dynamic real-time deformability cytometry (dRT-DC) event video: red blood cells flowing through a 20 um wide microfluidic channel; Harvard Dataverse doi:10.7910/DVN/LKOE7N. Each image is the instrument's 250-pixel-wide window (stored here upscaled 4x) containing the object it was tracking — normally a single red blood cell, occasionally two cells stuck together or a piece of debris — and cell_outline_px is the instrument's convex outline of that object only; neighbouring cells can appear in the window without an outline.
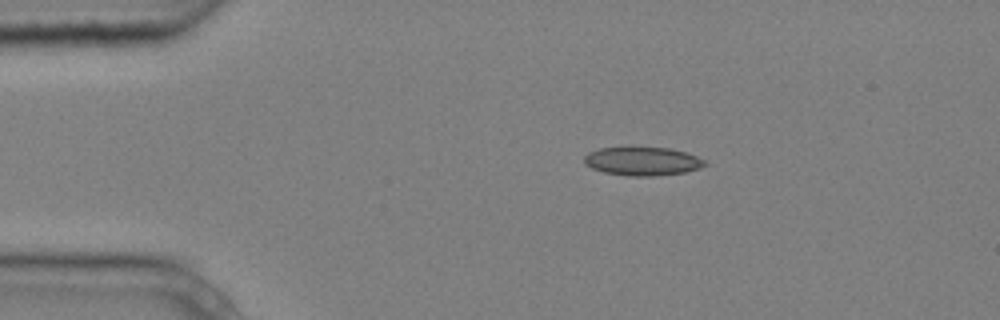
{"species": "common noctule bat (a hibernating species)", "species_latin": "Nyctalus noctula", "temperature_condition": "cold", "stored_images_in_passage": 6, "camera_frame_rate_fps": 3000, "um_per_image_px": 0.085, "animal": {"sex": "male", "body_mass_g": 20.4}, "frame": {"image": 1, "passage_image": 2, "time_ms": 0.333, "image_size_px": [1000, 320], "cell_outline_px": [[708, 164], [700, 168], [684, 172], [652, 176], [628, 176], [604, 172], [592, 168], [584, 164], [584, 156], [588, 152], [600, 148], [628, 144], [632, 144], [668, 148], [688, 152], [704, 160]], "centroid_in_image_um": [54.57, 13.65], "position_along_channel_um": 30.4, "area_um2": 20.98}}
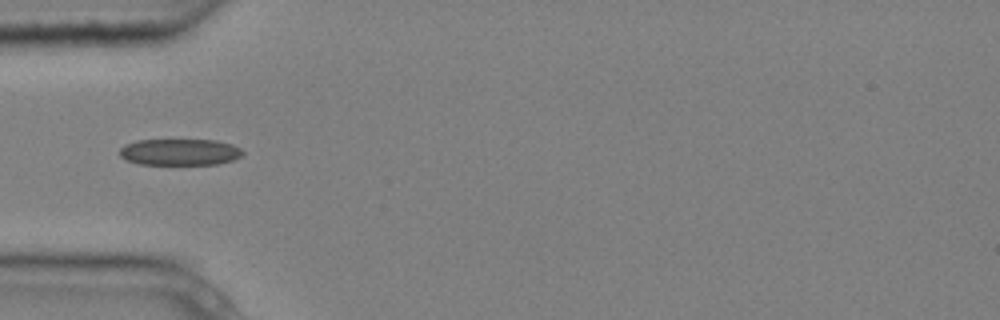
{"frame": {"image": 2, "passage_image": 4, "time_ms": 1.0, "image_size_px": [1000, 320], "cell_outline_px": [[244, 152], [240, 156], [232, 160], [216, 164], [140, 164], [128, 160], [120, 156], [120, 148], [124, 144], [136, 140], [216, 140], [232, 144], [240, 148]], "centroid_in_image_um": [15.27, 12.91], "position_along_channel_um": 69.7, "area_um2": 18.9}}
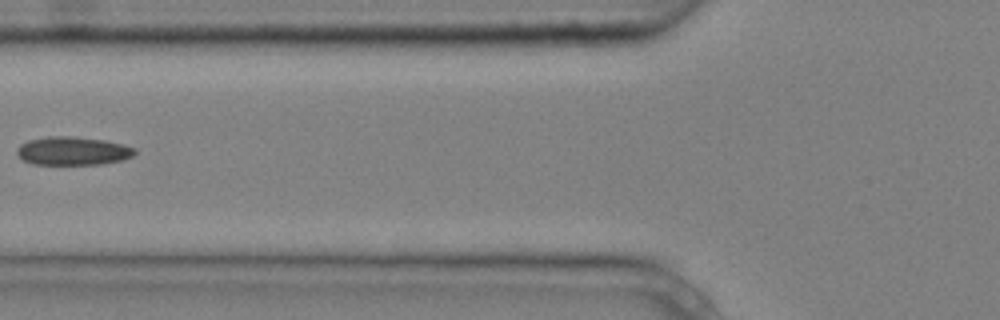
{"frame": {"image": 3, "passage_image": 5, "time_ms": 1.333, "image_size_px": [1000, 320], "cell_outline_px": [[136, 152], [132, 156], [124, 160], [104, 164], [32, 164], [24, 160], [16, 152], [20, 144], [28, 140], [48, 136], [72, 136], [104, 140], [124, 144], [136, 148]], "centroid_in_image_um": [6.23, 12.82], "position_along_channel_um": 119.6, "area_um2": 19.59}}